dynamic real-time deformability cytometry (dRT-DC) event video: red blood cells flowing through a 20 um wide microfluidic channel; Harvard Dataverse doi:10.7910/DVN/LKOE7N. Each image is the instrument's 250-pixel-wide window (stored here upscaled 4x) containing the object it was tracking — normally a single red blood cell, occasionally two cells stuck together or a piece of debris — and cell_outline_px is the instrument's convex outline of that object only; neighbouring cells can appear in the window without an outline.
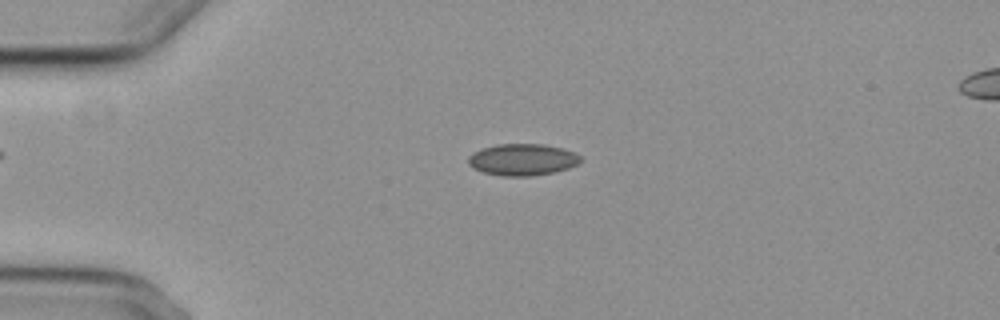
{"species": "common noctule bat (a hibernating species)", "species_latin": "Nyctalus noctula", "temperature_condition": "cold", "stored_images_in_passage": 4, "segment_of_instrument_passage": [1, 2], "camera_frame_rate_fps": 3000, "um_per_image_px": 0.085, "animal": {"sex": "female", "body_mass_g": 29.2, "forearm_length_mm": 56.3}, "frame": {"image": 1, "passage_image": 2, "time_ms": 1.333, "image_size_px": [1000, 320], "cell_outline_px": [[580, 160], [576, 164], [568, 168], [552, 172], [532, 176], [500, 176], [484, 172], [472, 168], [468, 164], [468, 156], [472, 152], [480, 148], [496, 144], [544, 144], [576, 152], [580, 156]], "centroid_in_image_um": [44.35, 13.56], "position_along_channel_um": 40.6, "area_um2": 20.81}}